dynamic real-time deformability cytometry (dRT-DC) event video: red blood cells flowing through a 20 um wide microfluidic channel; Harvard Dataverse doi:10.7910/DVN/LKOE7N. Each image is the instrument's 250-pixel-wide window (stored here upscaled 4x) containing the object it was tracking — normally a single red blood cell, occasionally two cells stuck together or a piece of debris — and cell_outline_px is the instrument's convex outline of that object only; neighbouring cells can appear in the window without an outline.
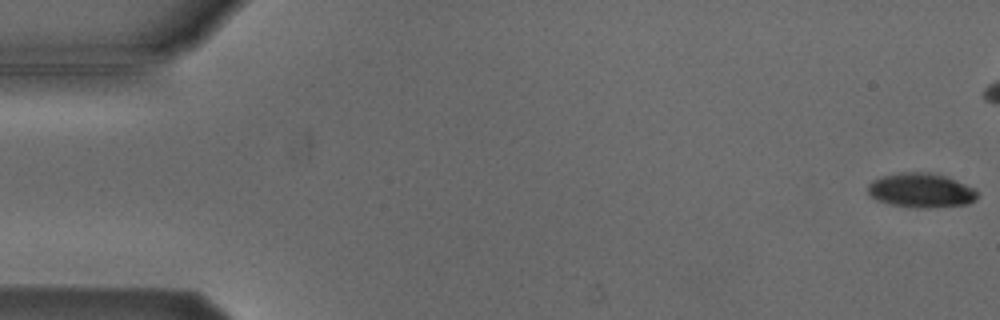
{"species": "Egyptian fruit bat (a non-hibernating species)", "species_latin": "Rousettus aegyptiacus", "temperature_condition": "cold", "stored_images_in_passage": 14, "camera_frame_rate_fps": 3000, "um_per_image_px": 0.085, "animal": {"sex": "male"}, "frame": {"image": 1, "passage_image": 1, "time_ms": 0.0, "image_size_px": [1000, 320], "cell_outline_px": [[976, 196], [968, 204], [928, 208], [916, 208], [892, 204], [876, 200], [868, 192], [868, 184], [872, 180], [880, 176], [900, 172], [932, 172], [948, 176], [972, 188], [976, 192]], "centroid_in_image_um": [78.24, 16.16], "position_along_channel_um": 6.8, "area_um2": 21.91}}